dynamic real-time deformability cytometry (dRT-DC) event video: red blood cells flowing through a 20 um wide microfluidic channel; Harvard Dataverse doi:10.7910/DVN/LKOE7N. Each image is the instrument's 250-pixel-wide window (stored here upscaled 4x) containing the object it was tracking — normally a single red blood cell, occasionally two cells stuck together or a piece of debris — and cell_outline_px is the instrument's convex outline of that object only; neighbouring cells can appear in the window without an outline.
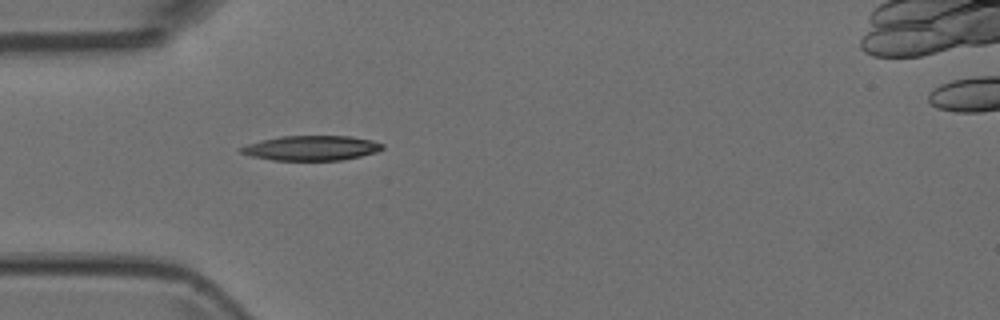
{"species": "Egyptian fruit bat (a non-hibernating species)", "species_latin": "Rousettus aegyptiacus", "temperature_condition": "room temperature", "stored_images_in_passage": 6, "camera_frame_rate_fps": 3000, "um_per_image_px": 0.085, "animal": {"sex": "female"}, "frame": {"image": 1, "passage_image": 5, "time_ms": 1.333, "image_size_px": [1000, 320], "cell_outline_px": [[384, 148], [376, 152], [360, 156], [340, 160], [272, 160], [252, 156], [240, 152], [240, 148], [248, 144], [260, 140], [280, 136], [348, 136], [372, 140], [384, 144]], "centroid_in_image_um": [26.48, 12.58], "position_along_channel_um": 58.5, "area_um2": 20.35}}